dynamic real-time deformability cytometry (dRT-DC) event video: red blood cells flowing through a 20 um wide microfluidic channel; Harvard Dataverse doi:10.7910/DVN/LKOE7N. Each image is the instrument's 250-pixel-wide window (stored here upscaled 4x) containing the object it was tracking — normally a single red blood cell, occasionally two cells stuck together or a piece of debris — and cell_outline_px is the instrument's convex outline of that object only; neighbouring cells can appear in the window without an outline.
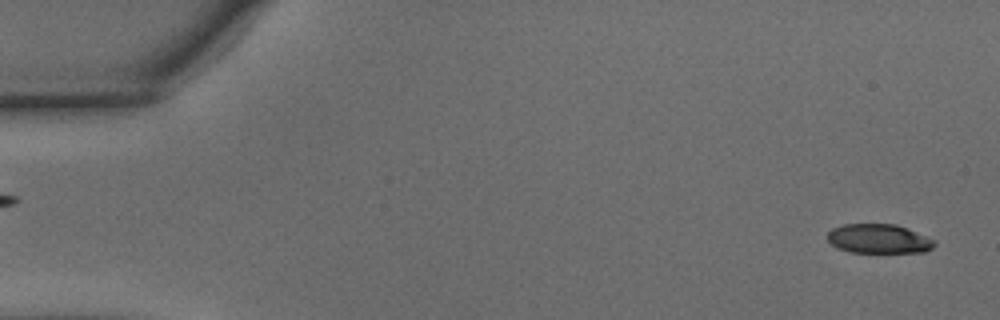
{"species": "common noctule bat (a hibernating species)", "species_latin": "Nyctalus noctula", "temperature_condition": "warm", "stored_images_in_passage": 53, "camera_frame_rate_fps": 3000, "um_per_image_px": 0.085, "animal": {"sex": "male", "body_mass_g": 15.6}, "frame": {"image": 1, "passage_image": 1, "time_ms": 0.0, "image_size_px": [1000, 320], "cell_outline_px": [[936, 244], [932, 248], [924, 252], [852, 252], [836, 248], [828, 240], [828, 232], [832, 228], [844, 224], [896, 224], [908, 228], [936, 240]], "centroid_in_image_um": [74.71, 20.29], "position_along_channel_um": 10.3, "area_um2": 18.32}}
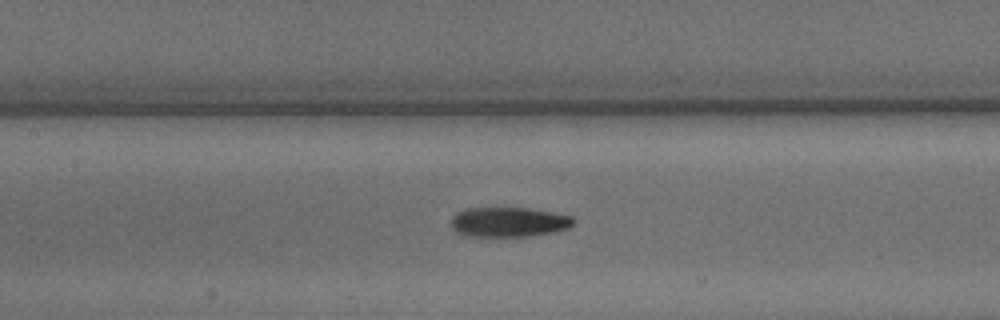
{"frame": {"image": 2, "passage_image": 24, "time_ms": 7.667, "image_size_px": [1000, 320], "cell_outline_px": [[576, 224], [568, 228], [552, 232], [528, 236], [464, 236], [456, 232], [452, 228], [452, 216], [456, 212], [468, 208], [528, 208], [552, 212], [572, 216], [576, 220]], "centroid_in_image_um": [43.25, 18.87], "position_along_channel_um": 164.1, "area_um2": 21.33}}
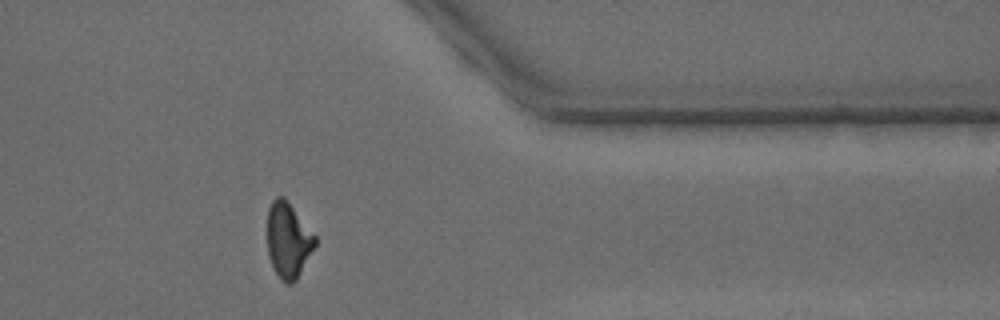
{"frame": {"image": 3, "passage_image": 43, "time_ms": 14.0, "image_size_px": [1000, 320], "cell_outline_px": [[316, 244], [296, 280], [292, 284], [288, 284], [280, 280], [268, 256], [268, 208], [272, 200], [276, 196], [284, 196], [288, 200], [316, 236]], "centroid_in_image_um": [24.5, 20.39], "position_along_channel_um": 386.9, "area_um2": 20.98}, "authors_computed_cell_mechanics": {"area_um2": 20.9814, "velocity_mm_per_s": 3.7494, "shape_relaxation_time_tau1_ms": 6.728, "shape_relaxation_time_tau2_ms": 4.4564, "deformation_change_tau1": 0.2015, "deformation_change_tau2": 0.1276}}